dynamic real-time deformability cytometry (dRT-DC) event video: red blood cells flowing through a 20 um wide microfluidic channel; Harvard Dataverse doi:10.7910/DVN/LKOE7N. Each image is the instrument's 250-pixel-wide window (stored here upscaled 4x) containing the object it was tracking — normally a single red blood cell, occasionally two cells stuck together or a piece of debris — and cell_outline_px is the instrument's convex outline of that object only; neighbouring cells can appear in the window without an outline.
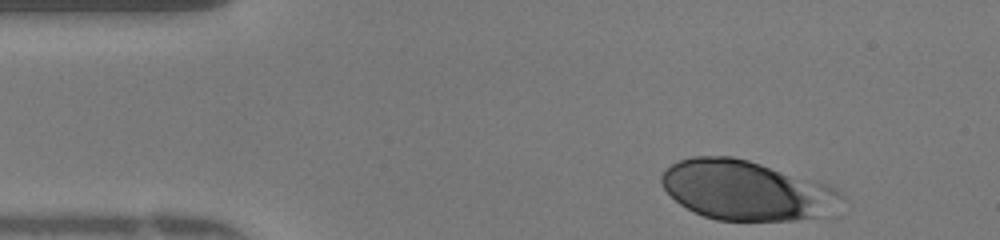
{"species": "human", "species_latin": "Homo sapiens", "temperature_condition": "warm", "stored_images_in_passage": 34, "camera_frame_rate_fps": 3000, "um_per_image_px": 0.085, "donor": {"sex": "female"}, "frame": {"image": 1, "passage_image": 1, "time_ms": 0.0, "image_size_px": [1000, 240], "cell_outline_px": [[844, 196], [840, 216], [796, 220], [716, 220], [704, 216], [680, 204], [664, 188], [660, 180], [660, 176], [672, 164], [680, 160], [692, 156], [732, 156], [748, 160], [828, 184], [844, 192]], "centroid_in_image_um": [63.6, 16.21], "position_along_channel_um": 21.4, "area_um2": 63.41}}
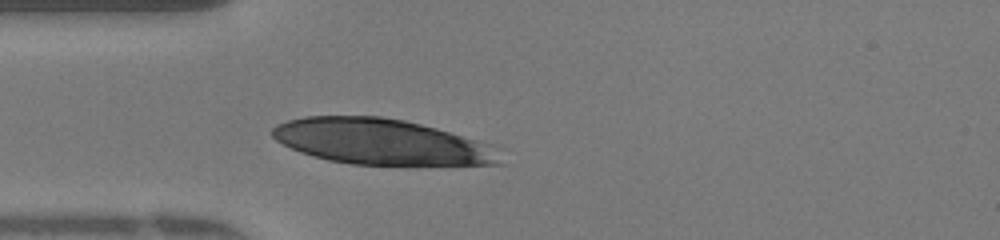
{"frame": {"image": 2, "passage_image": 8, "time_ms": 2.333, "image_size_px": [1000, 240], "cell_outline_px": [[504, 164], [352, 164], [328, 160], [300, 152], [276, 140], [272, 136], [272, 128], [276, 124], [288, 120], [304, 116], [380, 116], [404, 120], [436, 128], [496, 144], [504, 148]], "centroid_in_image_um": [32.54, 12.05], "position_along_channel_um": 52.5, "area_um2": 60.98}}